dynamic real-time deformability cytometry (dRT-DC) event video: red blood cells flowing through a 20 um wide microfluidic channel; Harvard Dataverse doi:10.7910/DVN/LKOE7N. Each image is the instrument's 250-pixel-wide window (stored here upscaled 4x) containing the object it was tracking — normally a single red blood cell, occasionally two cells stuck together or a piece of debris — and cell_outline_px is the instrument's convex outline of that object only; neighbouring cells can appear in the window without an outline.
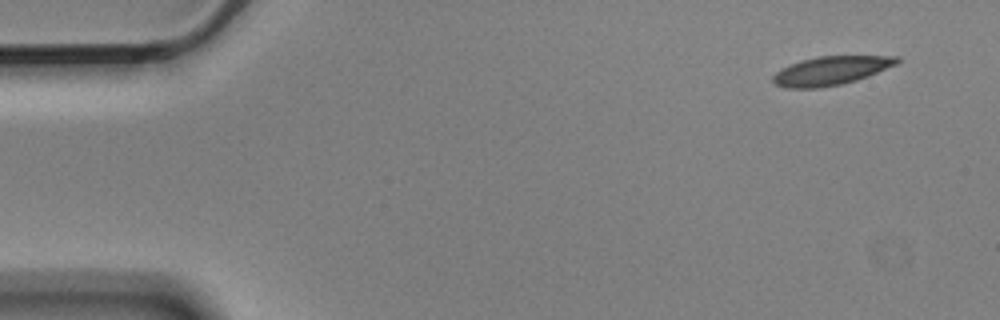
{"species": "Egyptian fruit bat (a non-hibernating species)", "species_latin": "Rousettus aegyptiacus", "temperature_condition": "cold", "stored_images_in_passage": 8, "camera_frame_rate_fps": 3000, "um_per_image_px": 0.085, "animal": {"sex": "male"}, "frame": {"image": 1, "passage_image": 1, "time_ms": 0.0, "image_size_px": [1000, 320], "cell_outline_px": [[900, 60], [896, 64], [868, 76], [856, 80], [840, 84], [820, 88], [784, 88], [776, 84], [772, 80], [772, 76], [780, 68], [800, 60], [816, 56], [900, 56]], "centroid_in_image_um": [70.59, 6.0], "position_along_channel_um": 14.4, "area_um2": 20.75}}
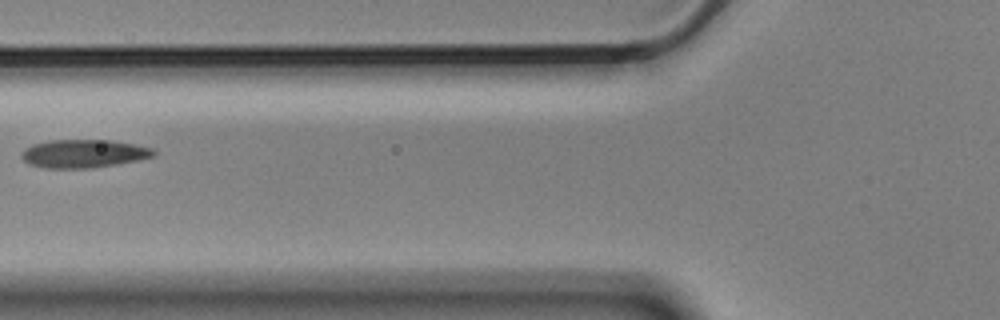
{"frame": {"image": 2, "passage_image": 6, "time_ms": 1.667, "image_size_px": [1000, 320], "cell_outline_px": [[156, 156], [116, 164], [92, 168], [44, 168], [28, 164], [20, 156], [20, 152], [24, 148], [32, 144], [48, 140], [112, 140], [152, 148], [156, 152]], "centroid_in_image_um": [7.06, 13.05], "position_along_channel_um": 118.7, "area_um2": 21.85}}
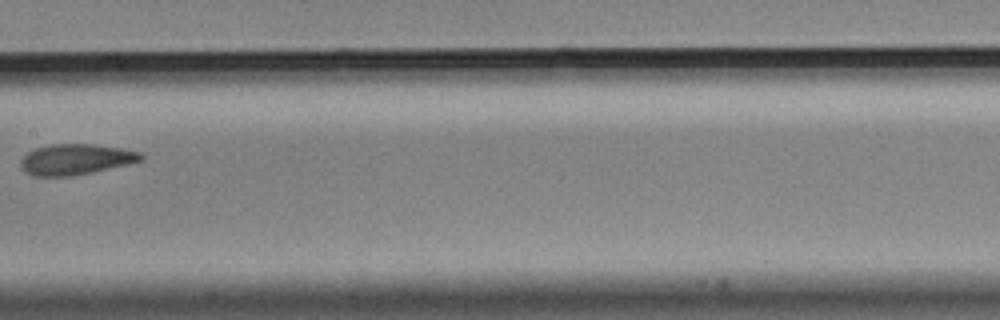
{"frame": {"image": 3, "passage_image": 8, "time_ms": 2.333, "image_size_px": [1000, 320], "cell_outline_px": [[144, 160], [128, 164], [92, 172], [72, 176], [32, 176], [24, 172], [20, 168], [20, 160], [28, 152], [36, 148], [52, 144], [92, 144], [120, 148], [140, 152], [144, 156]], "centroid_in_image_um": [6.42, 13.55], "position_along_channel_um": 201.0, "area_um2": 21.56}}